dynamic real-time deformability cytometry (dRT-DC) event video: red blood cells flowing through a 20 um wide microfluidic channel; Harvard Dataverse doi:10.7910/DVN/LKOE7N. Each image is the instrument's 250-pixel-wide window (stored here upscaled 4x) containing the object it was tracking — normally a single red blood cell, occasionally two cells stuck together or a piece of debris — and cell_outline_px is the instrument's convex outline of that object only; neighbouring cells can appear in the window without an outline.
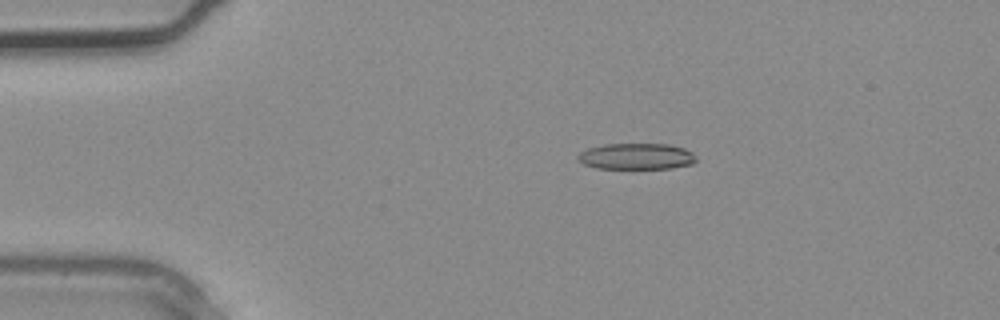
{"species": "common noctule bat (a hibernating species)", "species_latin": "Nyctalus noctula", "temperature_condition": "warm", "stored_images_in_passage": 2, "camera_frame_rate_fps": 3000, "um_per_image_px": 0.085, "animal": {"sex": "male", "body_mass_g": 20.4}, "frame": {"image": 1, "passage_image": 1, "time_ms": 0.0, "image_size_px": [1000, 320], "cell_outline_px": [[696, 160], [692, 164], [672, 168], [596, 168], [584, 164], [576, 156], [580, 152], [588, 148], [604, 144], [668, 144], [684, 148], [692, 152], [696, 156]], "centroid_in_image_um": [54.11, 13.28], "position_along_channel_um": 30.9, "area_um2": 17.98}}